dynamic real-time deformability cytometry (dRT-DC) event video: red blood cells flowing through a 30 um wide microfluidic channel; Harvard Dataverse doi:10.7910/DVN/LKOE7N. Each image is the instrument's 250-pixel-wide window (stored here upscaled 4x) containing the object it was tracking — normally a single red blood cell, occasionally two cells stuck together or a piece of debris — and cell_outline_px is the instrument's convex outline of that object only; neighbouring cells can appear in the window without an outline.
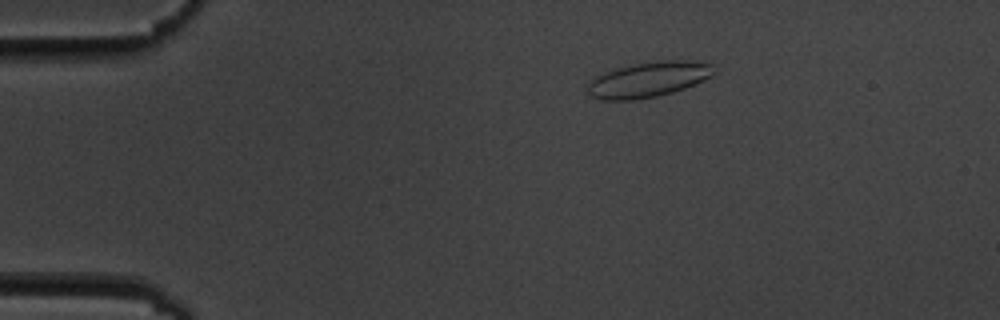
{"species": "common noctule bat (a hibernating species)", "species_latin": "Nyctalus noctula", "temperature_condition": "cold", "stored_images_in_passage": 5, "camera_frame_rate_fps": 3000, "um_per_image_px": 0.085, "animal": {"sex": "male", "body_mass_g": 19.5, "forearm_length_mm": 54.6}, "frame": {"image": 1, "passage_image": 3, "time_ms": 2.333, "image_size_px": [1000, 320], "cell_outline_px": [[716, 72], [712, 76], [704, 80], [684, 88], [672, 92], [656, 96], [632, 100], [600, 100], [588, 96], [588, 80], [592, 76], [604, 72], [636, 64], [664, 60], [692, 60], [712, 64]], "centroid_in_image_um": [55.09, 6.76], "position_along_channel_um": 29.9, "area_um2": 26.07}}
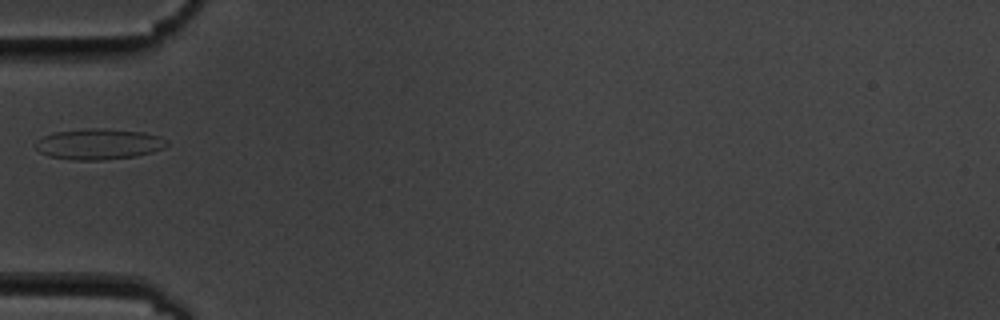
{"frame": {"image": 2, "passage_image": 5, "time_ms": 5.333, "image_size_px": [1000, 320], "cell_outline_px": [[168, 144], [164, 148], [152, 152], [136, 156], [100, 160], [72, 160], [48, 156], [40, 152], [32, 144], [36, 140], [44, 136], [56, 132], [84, 128], [104, 128], [144, 132], [160, 136], [168, 140]], "centroid_in_image_um": [8.39, 12.24], "position_along_channel_um": 76.6, "area_um2": 23.81}}